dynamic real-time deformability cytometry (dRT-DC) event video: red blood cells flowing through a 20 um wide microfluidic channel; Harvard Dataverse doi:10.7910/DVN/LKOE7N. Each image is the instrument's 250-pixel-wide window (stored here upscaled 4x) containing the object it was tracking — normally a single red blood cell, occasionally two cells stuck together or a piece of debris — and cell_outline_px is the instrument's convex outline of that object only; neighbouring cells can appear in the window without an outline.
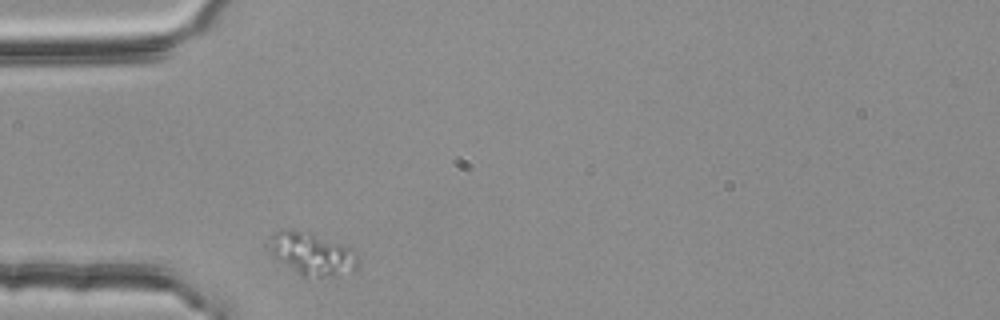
{"species": "common noctule bat (a hibernating species)", "species_latin": "Nyctalus noctula", "temperature_condition": "room temperature", "stored_images_in_passage": 1, "camera_frame_rate_fps": 3000, "um_per_image_px": 0.085, "animal": {"sex": "female", "body_mass_g": 25.1}, "frame": {"image": 1, "passage_image": 1, "time_ms": 0.0, "image_size_px": [1000, 320], "cell_outline_px": [[360, 256], [356, 268], [332, 276], [304, 280], [276, 260], [264, 248], [264, 244], [276, 232], [288, 228], [308, 232], [352, 248]], "centroid_in_image_um": [26.41, 21.61], "position_along_channel_um": 58.6, "area_um2": 22.95}}